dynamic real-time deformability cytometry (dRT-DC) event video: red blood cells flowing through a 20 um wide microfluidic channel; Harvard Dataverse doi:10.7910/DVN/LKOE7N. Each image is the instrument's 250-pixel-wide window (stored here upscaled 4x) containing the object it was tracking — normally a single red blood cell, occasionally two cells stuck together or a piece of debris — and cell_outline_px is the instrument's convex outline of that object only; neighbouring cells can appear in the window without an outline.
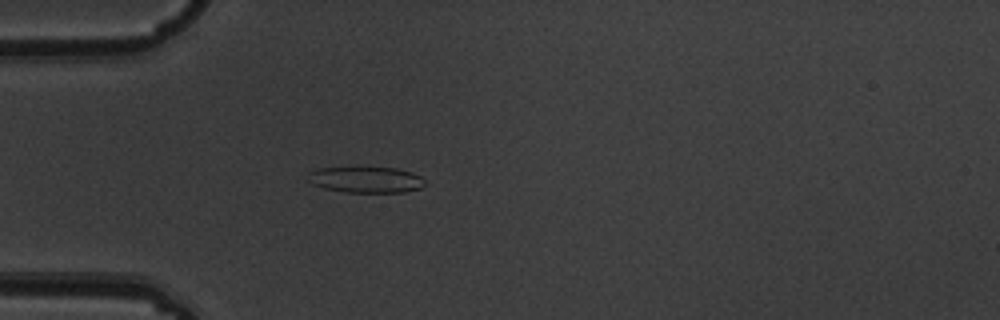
{"species": "common noctule bat (a hibernating species)", "species_latin": "Nyctalus noctula", "temperature_condition": "warm", "stored_images_in_passage": 4, "camera_frame_rate_fps": 3000, "um_per_image_px": 0.085, "animal": {"sex": "male", "body_mass_g": 19.5, "forearm_length_mm": 54.6}, "frame": {"image": 1, "passage_image": 4, "time_ms": 1.0, "image_size_px": [1000, 320], "cell_outline_px": [[424, 184], [420, 188], [404, 192], [344, 192], [324, 188], [312, 184], [308, 180], [308, 172], [320, 168], [360, 164], [396, 168], [412, 172], [420, 176], [424, 180]], "centroid_in_image_um": [31.06, 15.21], "position_along_channel_um": 53.9, "area_um2": 18.67}}